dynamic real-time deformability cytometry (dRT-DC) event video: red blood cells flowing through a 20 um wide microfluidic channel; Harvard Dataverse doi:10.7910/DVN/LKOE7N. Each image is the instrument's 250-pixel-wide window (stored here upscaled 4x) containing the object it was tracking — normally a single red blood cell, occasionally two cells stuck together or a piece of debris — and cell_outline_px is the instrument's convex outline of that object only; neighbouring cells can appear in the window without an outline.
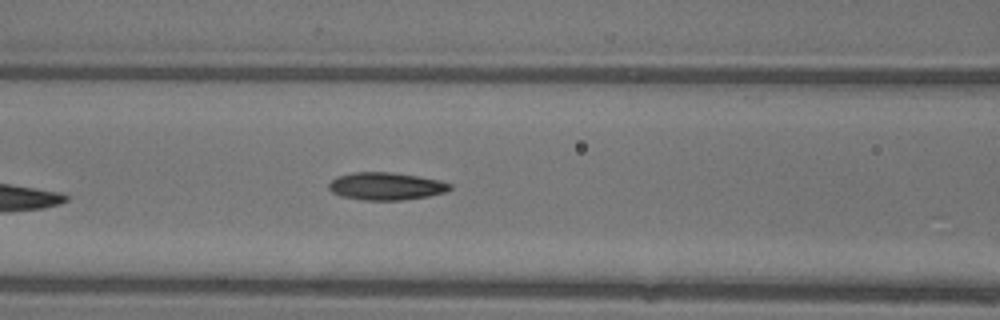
{"species": "common noctule bat (a hibernating species)", "species_latin": "Nyctalus noctula", "temperature_condition": "warm", "stored_images_in_passage": 8, "camera_frame_rate_fps": 3000, "um_per_image_px": 0.085, "animal": {"sex": "female"}, "frame": {"image": 1, "passage_image": 8, "time_ms": 2.333, "image_size_px": [1000, 320], "cell_outline_px": [[452, 188], [448, 192], [428, 196], [400, 200], [364, 200], [340, 196], [332, 192], [328, 188], [328, 184], [336, 176], [352, 172], [392, 172], [440, 180], [452, 184]], "centroid_in_image_um": [32.81, 15.82], "position_along_channel_um": 133.8, "area_um2": 19.59}}